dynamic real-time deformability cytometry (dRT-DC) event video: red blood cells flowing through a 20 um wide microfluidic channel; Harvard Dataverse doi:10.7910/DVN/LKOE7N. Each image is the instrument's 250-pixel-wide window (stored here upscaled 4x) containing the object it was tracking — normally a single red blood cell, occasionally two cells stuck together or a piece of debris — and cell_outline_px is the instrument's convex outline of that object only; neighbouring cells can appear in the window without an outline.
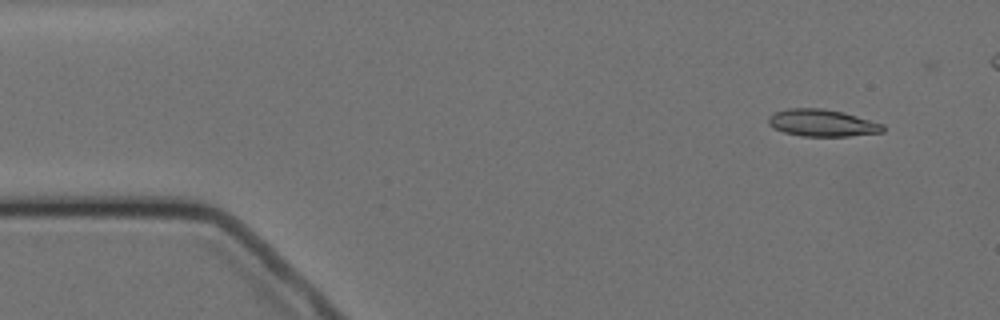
{"species": "Egyptian fruit bat (a non-hibernating species)", "species_latin": "Rousettus aegyptiacus", "temperature_condition": "cold", "stored_images_in_passage": 5, "camera_frame_rate_fps": 3000, "um_per_image_px": 0.085, "animal": {"sex": "female"}, "frame": {"image": 1, "passage_image": 2, "time_ms": 1.0, "image_size_px": [1000, 320], "cell_outline_px": [[884, 132], [848, 136], [800, 136], [784, 132], [772, 128], [768, 124], [768, 116], [776, 112], [788, 108], [820, 108], [844, 112], [884, 124]], "centroid_in_image_um": [69.87, 10.45], "position_along_channel_um": 15.1, "area_um2": 18.15}}